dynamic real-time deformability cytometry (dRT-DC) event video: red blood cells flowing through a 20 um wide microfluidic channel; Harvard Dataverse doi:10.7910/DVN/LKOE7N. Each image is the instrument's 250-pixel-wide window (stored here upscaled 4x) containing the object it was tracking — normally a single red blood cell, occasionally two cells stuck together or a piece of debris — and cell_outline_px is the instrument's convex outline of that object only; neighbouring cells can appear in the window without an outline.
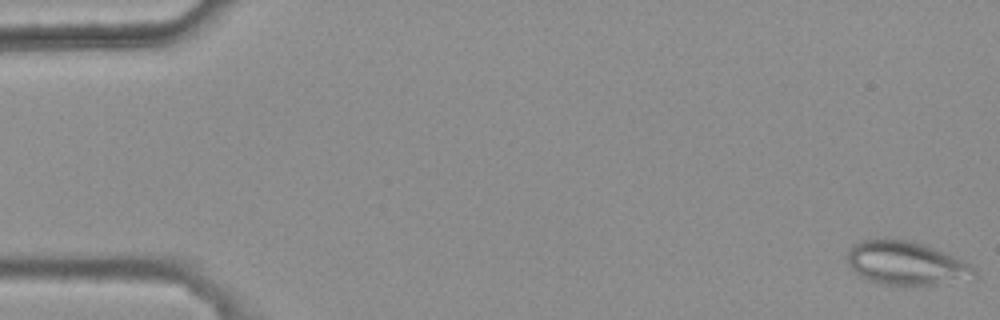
{"species": "common noctule bat (a hibernating species)", "species_latin": "Nyctalus noctula", "temperature_condition": "warm", "stored_images_in_passage": 13, "camera_frame_rate_fps": 3000, "um_per_image_px": 0.085, "animal": {"sex": "female", "body_mass_g": 25.1}, "frame": {"image": 1, "passage_image": 1, "time_ms": 0.0, "image_size_px": [1000, 320], "cell_outline_px": [[976, 280], [936, 284], [884, 284], [868, 280], [860, 276], [848, 264], [844, 256], [848, 248], [852, 244], [860, 240], [908, 240], [924, 244], [964, 260], [976, 268]], "centroid_in_image_um": [77.05, 22.38], "position_along_channel_um": 7.9, "area_um2": 32.48}}